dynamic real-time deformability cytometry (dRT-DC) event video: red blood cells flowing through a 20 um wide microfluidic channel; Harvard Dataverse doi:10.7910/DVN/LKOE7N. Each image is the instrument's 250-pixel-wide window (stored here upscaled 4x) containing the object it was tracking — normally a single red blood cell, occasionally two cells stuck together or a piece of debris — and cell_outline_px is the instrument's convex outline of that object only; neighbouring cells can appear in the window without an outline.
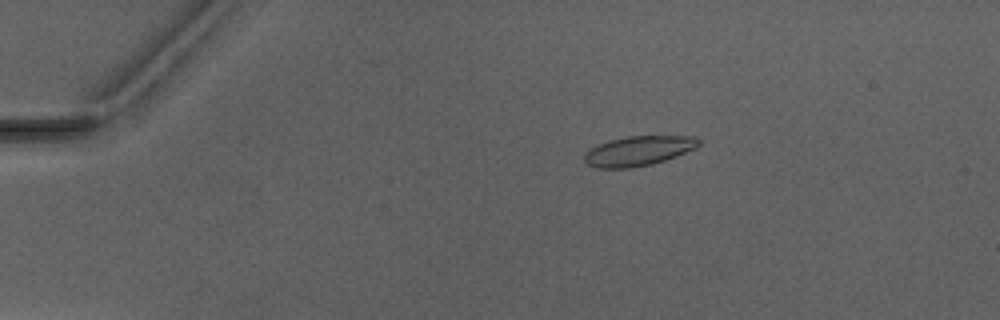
{"species": "Egyptian fruit bat (a non-hibernating species)", "species_latin": "Rousettus aegyptiacus", "temperature_condition": "warm", "stored_images_in_passage": 7, "camera_frame_rate_fps": 3000, "um_per_image_px": 0.085, "animal": {"sex": "male"}, "frame": {"image": 1, "passage_image": 2, "time_ms": 1.333, "image_size_px": [1000, 320], "cell_outline_px": [[700, 144], [696, 148], [676, 156], [652, 164], [632, 168], [596, 168], [588, 164], [584, 160], [584, 156], [592, 148], [600, 144], [612, 140], [628, 136], [692, 136], [700, 140]], "centroid_in_image_um": [54.3, 12.83], "position_along_channel_um": 30.7, "area_um2": 19.54}}
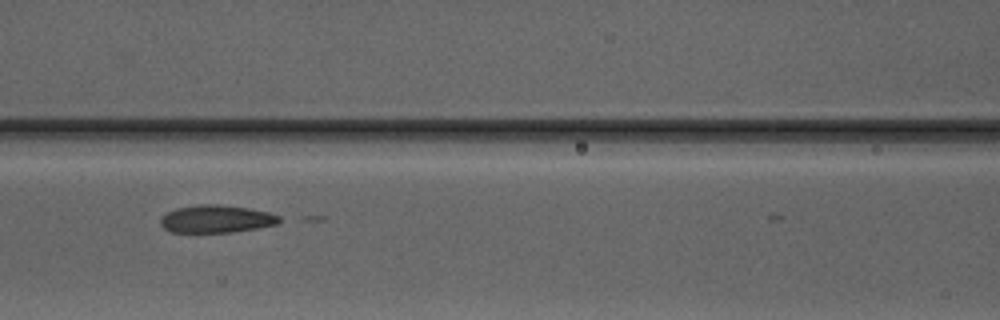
{"frame": {"image": 2, "passage_image": 6, "time_ms": 6.0, "image_size_px": [1000, 320], "cell_outline_px": [[280, 224], [232, 232], [172, 232], [164, 228], [160, 224], [160, 216], [176, 208], [200, 204], [216, 204], [248, 208], [268, 212], [280, 216]], "centroid_in_image_um": [18.38, 18.61], "position_along_channel_um": 148.2, "area_um2": 19.13}}
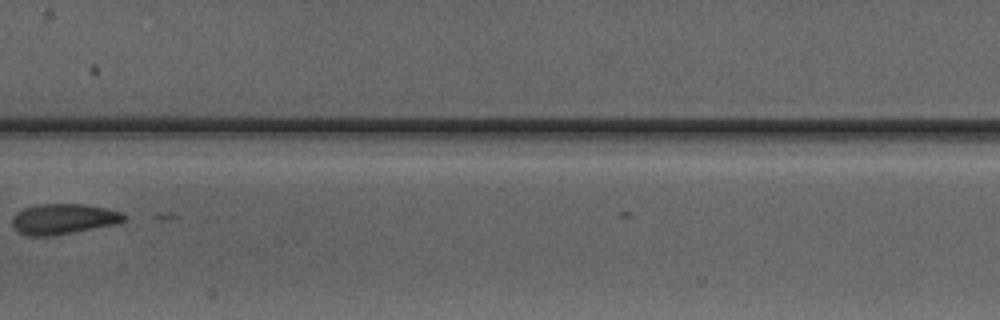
{"frame": {"image": 3, "passage_image": 7, "time_ms": 7.333, "image_size_px": [1000, 320], "cell_outline_px": [[128, 216], [124, 220], [112, 224], [52, 236], [28, 236], [12, 228], [12, 216], [16, 212], [24, 208], [40, 204], [84, 204], [124, 212]], "centroid_in_image_um": [5.34, 18.6], "position_along_channel_um": 202.1, "area_um2": 19.71}}